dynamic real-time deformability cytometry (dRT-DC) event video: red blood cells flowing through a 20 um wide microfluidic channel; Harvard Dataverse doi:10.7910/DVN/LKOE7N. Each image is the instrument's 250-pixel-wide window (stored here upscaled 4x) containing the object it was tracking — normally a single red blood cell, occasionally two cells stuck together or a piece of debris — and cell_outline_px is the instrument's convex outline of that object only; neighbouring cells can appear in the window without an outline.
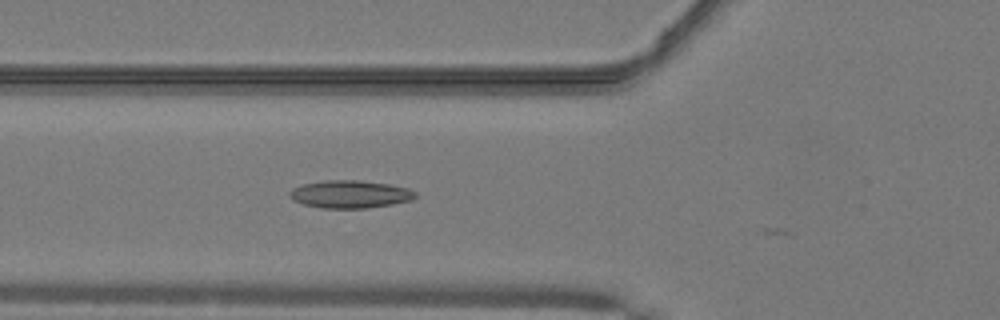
{"species": "common noctule bat (a hibernating species)", "species_latin": "Nyctalus noctula", "temperature_condition": "warm", "stored_images_in_passage": 7, "camera_frame_rate_fps": 3000, "um_per_image_px": 0.085, "animal": {"sex": "male", "body_mass_g": 19.2, "forearm_length_mm": 51.8}, "frame": {"image": 1, "passage_image": 3, "time_ms": 0.667, "image_size_px": [1000, 320], "cell_outline_px": [[416, 196], [412, 200], [392, 204], [364, 208], [324, 208], [304, 204], [288, 196], [288, 192], [292, 188], [304, 184], [324, 180], [360, 180], [388, 184], [408, 188], [416, 192]], "centroid_in_image_um": [29.76, 16.5], "position_along_channel_um": 96.0, "area_um2": 20.17}}
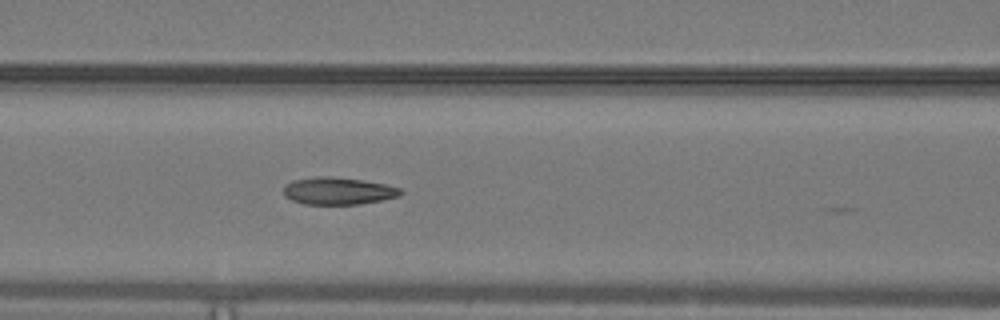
{"frame": {"image": 2, "passage_image": 6, "time_ms": 1.667, "image_size_px": [1000, 320], "cell_outline_px": [[404, 192], [400, 196], [360, 204], [304, 204], [292, 200], [284, 196], [284, 184], [292, 180], [316, 176], [332, 176], [364, 180], [384, 184], [400, 188]], "centroid_in_image_um": [28.72, 16.22], "position_along_channel_um": 137.9, "area_um2": 18.73}}